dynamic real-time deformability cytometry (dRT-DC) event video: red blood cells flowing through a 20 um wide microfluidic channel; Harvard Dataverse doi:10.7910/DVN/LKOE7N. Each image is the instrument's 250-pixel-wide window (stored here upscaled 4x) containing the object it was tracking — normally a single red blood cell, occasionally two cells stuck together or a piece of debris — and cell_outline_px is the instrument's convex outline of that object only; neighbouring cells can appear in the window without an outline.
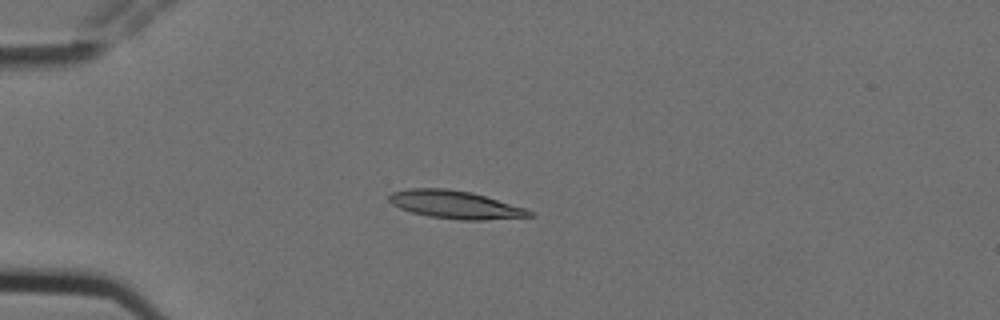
{"species": "Egyptian fruit bat (a non-hibernating species)", "species_latin": "Rousettus aegyptiacus", "temperature_condition": "cold", "stored_images_in_passage": 8, "camera_frame_rate_fps": 3000, "um_per_image_px": 0.085, "animal": {"sex": "female"}, "frame": {"image": 1, "passage_image": 5, "time_ms": 1.333, "image_size_px": [1000, 320], "cell_outline_px": [[536, 216], [484, 220], [460, 220], [428, 216], [412, 212], [400, 208], [392, 204], [388, 200], [388, 196], [392, 192], [408, 188], [448, 188], [472, 192], [524, 208], [536, 212]], "centroid_in_image_um": [38.7, 17.39], "position_along_channel_um": 46.3, "area_um2": 22.95}}
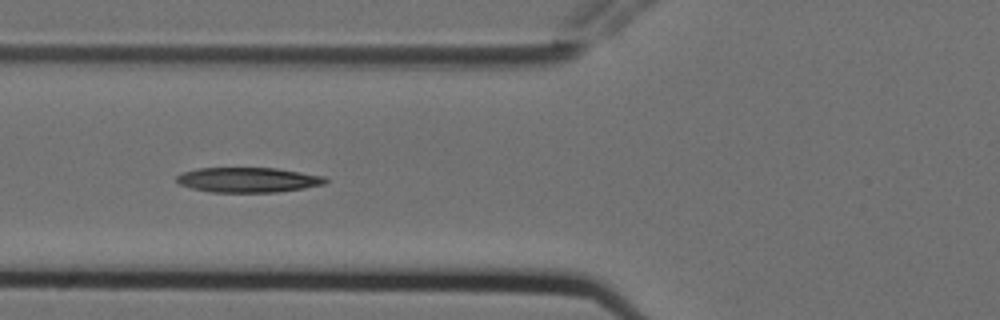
{"frame": {"image": 2, "passage_image": 7, "time_ms": 2.0, "image_size_px": [1000, 320], "cell_outline_px": [[328, 180], [324, 184], [304, 188], [276, 192], [212, 192], [192, 188], [180, 184], [176, 180], [176, 176], [180, 172], [196, 168], [276, 168], [324, 176]], "centroid_in_image_um": [21.06, 15.28], "position_along_channel_um": 104.7, "area_um2": 21.62}}
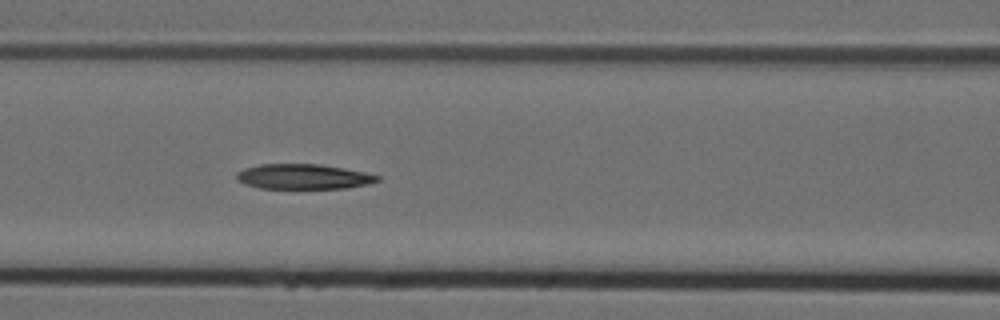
{"frame": {"image": 3, "passage_image": 8, "time_ms": 2.333, "image_size_px": [1000, 320], "cell_outline_px": [[380, 180], [368, 184], [348, 188], [260, 188], [244, 184], [236, 180], [236, 172], [244, 168], [260, 164], [320, 164], [344, 168], [364, 172], [380, 176]], "centroid_in_image_um": [25.77, 15.01], "position_along_channel_um": 140.8, "area_um2": 20.63}}